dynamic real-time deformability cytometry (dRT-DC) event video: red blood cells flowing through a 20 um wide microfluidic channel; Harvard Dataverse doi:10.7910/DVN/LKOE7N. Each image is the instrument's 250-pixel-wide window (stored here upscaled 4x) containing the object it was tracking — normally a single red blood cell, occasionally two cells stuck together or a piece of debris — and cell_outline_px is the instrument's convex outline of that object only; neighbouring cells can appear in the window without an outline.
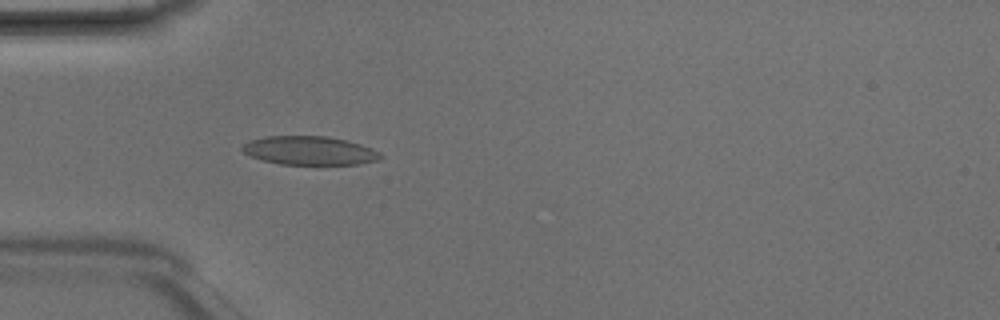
{"species": "Egyptian fruit bat (a non-hibernating species)", "species_latin": "Rousettus aegyptiacus", "temperature_condition": "room temperature", "stored_images_in_passage": 1, "camera_frame_rate_fps": 3000, "um_per_image_px": 0.085, "animal": {"sex": "male"}, "frame": {"image": 1, "passage_image": 1, "time_ms": 0.0, "image_size_px": [1000, 320], "cell_outline_px": [[384, 156], [376, 160], [356, 164], [280, 164], [260, 160], [244, 152], [240, 148], [244, 144], [252, 140], [268, 136], [328, 136], [360, 144], [372, 148], [380, 152]], "centroid_in_image_um": [26.31, 12.8], "position_along_channel_um": 58.7, "area_um2": 22.89}}